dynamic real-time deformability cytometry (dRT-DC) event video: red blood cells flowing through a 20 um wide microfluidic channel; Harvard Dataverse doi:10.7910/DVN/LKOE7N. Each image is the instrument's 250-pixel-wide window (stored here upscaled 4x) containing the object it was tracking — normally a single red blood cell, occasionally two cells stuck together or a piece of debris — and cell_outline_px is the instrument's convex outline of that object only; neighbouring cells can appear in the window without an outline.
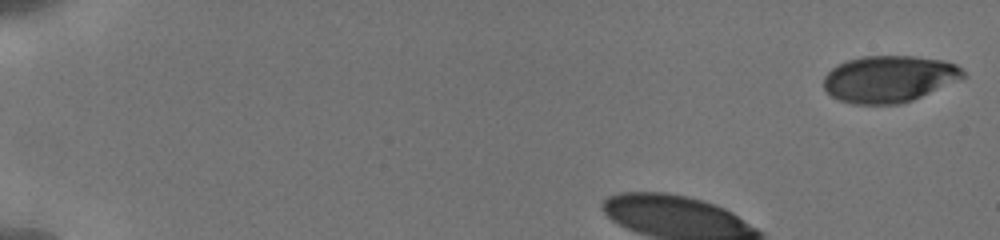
{"species": "human", "species_latin": "Homo sapiens", "temperature_condition": "cold", "stored_images_in_passage": 13, "camera_frame_rate_fps": 3000, "um_per_image_px": 0.085, "donor": {"sex": "male"}, "frame": {"image": 1, "passage_image": 1, "time_ms": 0.0, "image_size_px": [1000, 240], "cell_outline_px": [[968, 76], [912, 100], [900, 104], [852, 104], [840, 100], [832, 96], [824, 88], [824, 76], [836, 64], [848, 60], [864, 56], [912, 56], [944, 60], [956, 64]], "centroid_in_image_um": [75.57, 6.7], "position_along_channel_um": 9.4, "area_um2": 37.92}}
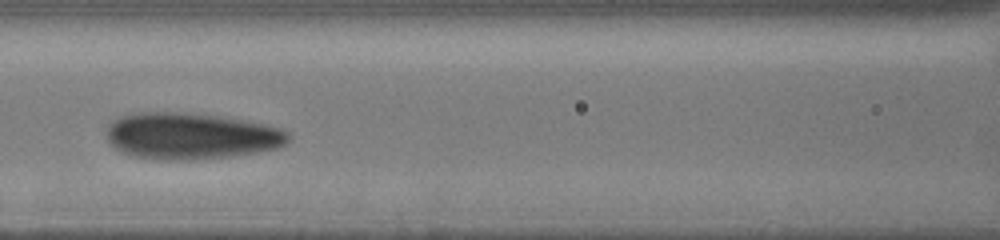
{"frame": {"image": 2, "passage_image": 10, "time_ms": 6.0, "image_size_px": [1000, 240], "cell_outline_px": [[292, 136], [280, 148], [260, 152], [196, 160], [160, 160], [132, 156], [116, 148], [108, 140], [108, 124], [112, 120], [120, 116], [132, 112], [180, 112], [216, 116], [240, 120], [280, 128], [288, 132]], "centroid_in_image_um": [16.21, 11.57], "position_along_channel_um": 150.4, "area_um2": 49.19}}
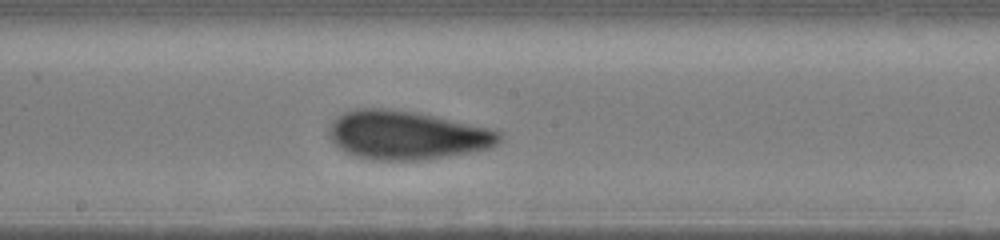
{"frame": {"image": 3, "passage_image": 13, "time_ms": 7.667, "image_size_px": [1000, 240], "cell_outline_px": [[504, 140], [488, 148], [448, 156], [424, 160], [372, 160], [356, 156], [344, 152], [328, 136], [328, 128], [332, 120], [336, 116], [344, 112], [356, 108], [384, 108], [416, 112], [488, 128], [500, 132]], "centroid_in_image_um": [34.53, 11.49], "position_along_channel_um": 213.7, "area_um2": 48.32}}